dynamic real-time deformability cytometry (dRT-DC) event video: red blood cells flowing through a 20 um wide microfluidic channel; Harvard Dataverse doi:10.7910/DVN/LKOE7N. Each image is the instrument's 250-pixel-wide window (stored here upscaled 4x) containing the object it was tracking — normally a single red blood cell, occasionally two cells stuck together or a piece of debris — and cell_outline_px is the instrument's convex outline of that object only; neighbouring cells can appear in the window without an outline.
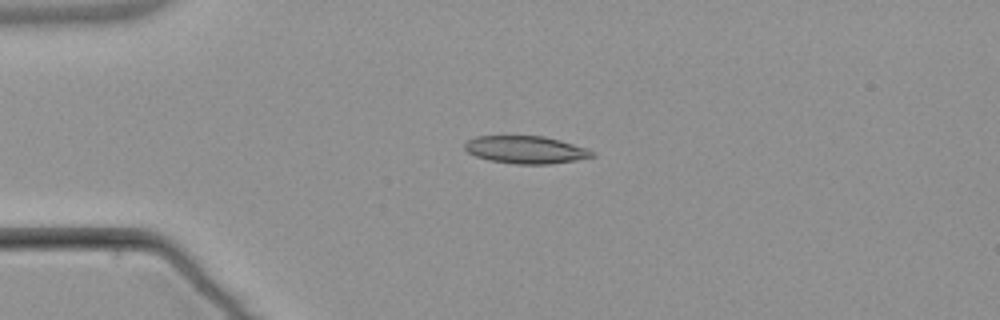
{"species": "common noctule bat (a hibernating species)", "species_latin": "Nyctalus noctula", "temperature_condition": "warm", "stored_images_in_passage": 2, "camera_frame_rate_fps": 3000, "um_per_image_px": 0.085, "animal": {"sex": "male", "body_mass_g": 21.5, "forearm_length_mm": 52.0}, "frame": {"image": 1, "passage_image": 2, "time_ms": 2.0, "image_size_px": [1000, 320], "cell_outline_px": [[596, 156], [576, 160], [548, 164], [516, 164], [488, 160], [476, 156], [468, 152], [464, 148], [464, 144], [468, 140], [476, 136], [544, 136], [560, 140], [588, 148], [596, 152]], "centroid_in_image_um": [44.72, 12.73], "position_along_channel_um": 40.3, "area_um2": 20.58}}